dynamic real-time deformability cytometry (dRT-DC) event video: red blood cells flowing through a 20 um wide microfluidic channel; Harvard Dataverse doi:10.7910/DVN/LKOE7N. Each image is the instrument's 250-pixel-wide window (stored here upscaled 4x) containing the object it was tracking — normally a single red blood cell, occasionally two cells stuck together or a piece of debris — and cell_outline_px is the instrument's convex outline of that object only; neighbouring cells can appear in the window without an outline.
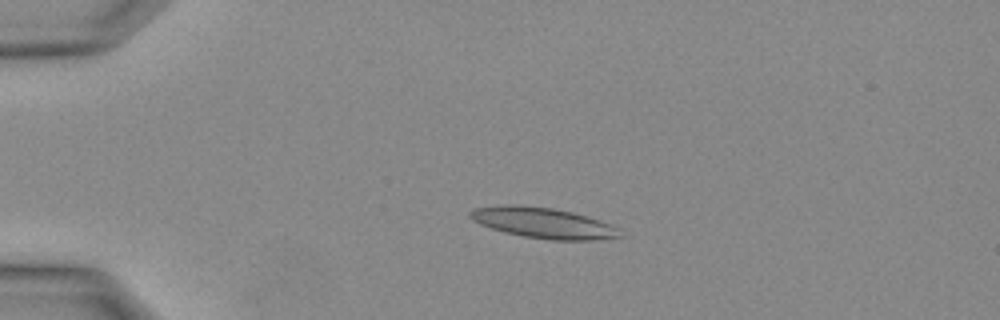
{"species": "Egyptian fruit bat (a non-hibernating species)", "species_latin": "Rousettus aegyptiacus", "temperature_condition": "warm", "stored_images_in_passage": 33, "camera_frame_rate_fps": 3000, "um_per_image_px": 0.085, "animal": {"sex": "female"}, "frame": {"image": 1, "passage_image": 7, "time_ms": 2.0, "image_size_px": [1000, 320], "cell_outline_px": [[624, 236], [592, 240], [552, 240], [524, 236], [504, 232], [480, 224], [472, 220], [468, 216], [468, 212], [472, 208], [552, 208], [572, 212], [600, 220], [612, 224], [620, 228]], "centroid_in_image_um": [46.31, 19.01], "position_along_channel_um": 38.7, "area_um2": 25.66}}
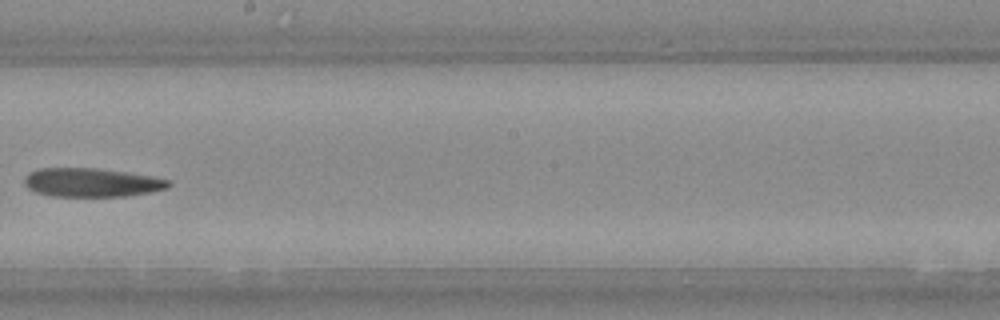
{"frame": {"image": 2, "passage_image": 19, "time_ms": 6.0, "image_size_px": [1000, 320], "cell_outline_px": [[172, 184], [168, 188], [152, 192], [128, 196], [52, 196], [36, 192], [28, 188], [24, 184], [24, 176], [40, 168], [96, 168], [152, 176], [168, 180]], "centroid_in_image_um": [7.8, 15.52], "position_along_channel_um": 240.4, "area_um2": 24.1}}
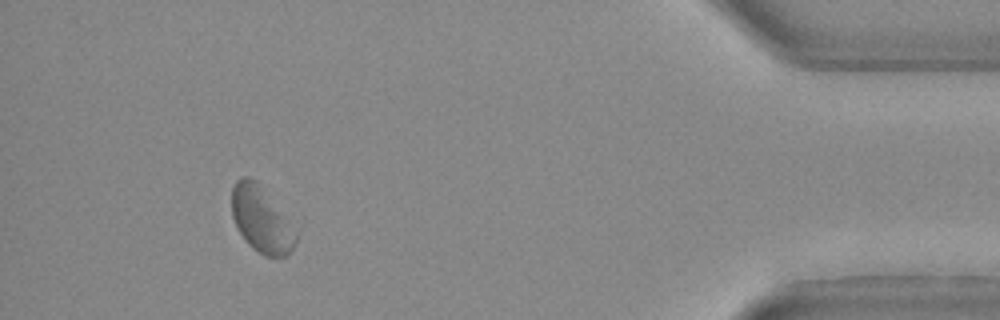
{"frame": {"image": 3, "passage_image": 30, "time_ms": 9.667, "image_size_px": [1000, 320], "cell_outline_px": [[296, 240], [292, 248], [284, 256], [264, 256], [252, 248], [244, 240], [232, 216], [232, 188], [236, 180], [244, 176], [248, 176], [256, 180], [296, 236]], "centroid_in_image_um": [22.11, 18.67], "position_along_channel_um": 413.1, "area_um2": 23.24}}